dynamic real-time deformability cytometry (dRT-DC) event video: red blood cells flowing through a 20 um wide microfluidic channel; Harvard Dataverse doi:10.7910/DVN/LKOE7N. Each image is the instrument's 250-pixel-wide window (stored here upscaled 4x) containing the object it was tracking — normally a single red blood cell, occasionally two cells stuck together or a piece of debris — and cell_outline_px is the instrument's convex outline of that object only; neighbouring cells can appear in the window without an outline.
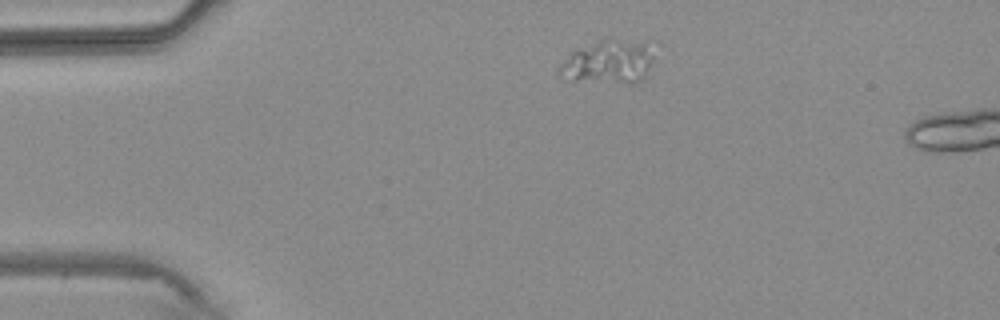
{"species": "common noctule bat (a hibernating species)", "species_latin": "Nyctalus noctula", "temperature_condition": "warm", "stored_images_in_passage": 3, "camera_frame_rate_fps": 3000, "um_per_image_px": 0.085, "animal": {"sex": "male", "body_mass_g": 20.4}, "frame": {"image": 1, "passage_image": 1, "time_ms": 0.0, "image_size_px": [1000, 320], "cell_outline_px": [[656, 40], [652, 60], [644, 76], [640, 80], [572, 80], [560, 76], [556, 72], [556, 68], [572, 52], [600, 40]], "centroid_in_image_um": [51.77, 5.18], "position_along_channel_um": 33.2, "area_um2": 23.41}}